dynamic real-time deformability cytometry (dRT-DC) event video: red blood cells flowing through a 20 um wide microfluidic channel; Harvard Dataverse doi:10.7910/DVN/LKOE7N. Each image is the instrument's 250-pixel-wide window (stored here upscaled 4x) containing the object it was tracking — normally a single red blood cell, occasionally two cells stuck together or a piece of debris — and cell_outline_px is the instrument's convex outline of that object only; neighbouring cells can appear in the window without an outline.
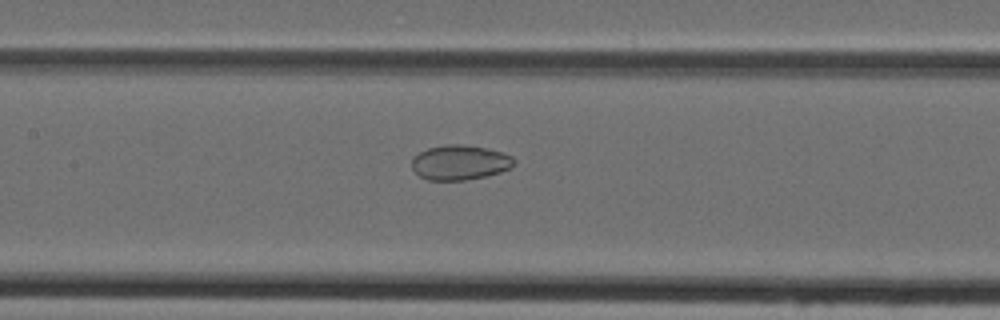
{"species": "Egyptian fruit bat (a non-hibernating species)", "species_latin": "Rousettus aegyptiacus", "temperature_condition": "cold", "stored_images_in_passage": 48, "camera_frame_rate_fps": 3000, "um_per_image_px": 0.085, "animal": {"sex": "female"}, "frame": {"image": 1, "passage_image": 23, "time_ms": 7.333, "image_size_px": [1000, 320], "cell_outline_px": [[516, 164], [512, 168], [500, 172], [484, 176], [464, 180], [428, 180], [420, 176], [412, 168], [412, 156], [428, 148], [444, 144], [460, 144], [484, 148], [500, 152], [512, 156], [516, 160]], "centroid_in_image_um": [39.09, 13.81], "position_along_channel_um": 168.3, "area_um2": 20.75}}
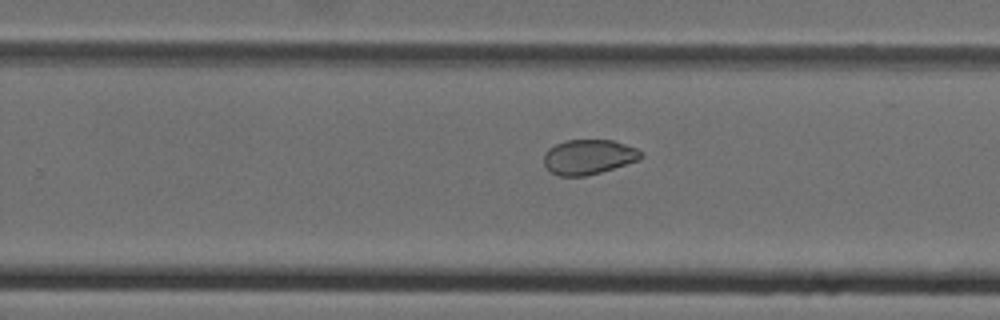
{"frame": {"image": 2, "passage_image": 31, "time_ms": 10.0, "image_size_px": [1000, 320], "cell_outline_px": [[644, 156], [636, 160], [600, 172], [584, 176], [560, 176], [552, 172], [544, 164], [544, 152], [548, 148], [564, 140], [612, 140], [636, 148]], "centroid_in_image_um": [49.98, 13.32], "position_along_channel_um": 279.8, "area_um2": 19.42}}
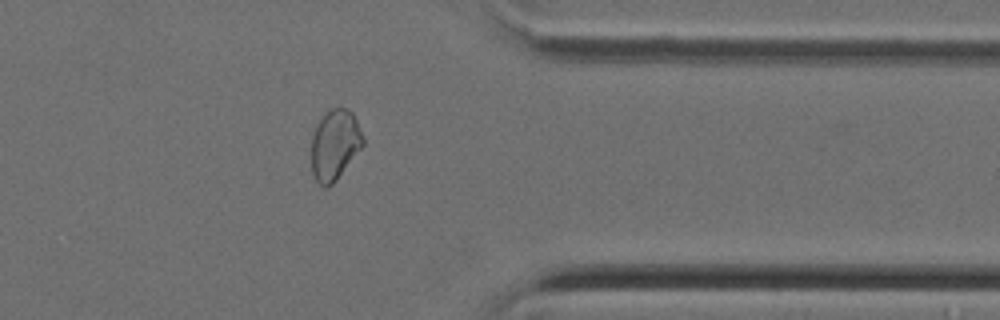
{"frame": {"image": 3, "passage_image": 39, "time_ms": 12.667, "image_size_px": [1000, 320], "cell_outline_px": [[364, 144], [336, 180], [332, 184], [324, 188], [316, 180], [312, 172], [312, 136], [320, 120], [332, 108], [344, 108], [352, 112], [356, 120], [364, 140]], "centroid_in_image_um": [28.46, 12.33], "position_along_channel_um": 382.9, "area_um2": 20.63}}